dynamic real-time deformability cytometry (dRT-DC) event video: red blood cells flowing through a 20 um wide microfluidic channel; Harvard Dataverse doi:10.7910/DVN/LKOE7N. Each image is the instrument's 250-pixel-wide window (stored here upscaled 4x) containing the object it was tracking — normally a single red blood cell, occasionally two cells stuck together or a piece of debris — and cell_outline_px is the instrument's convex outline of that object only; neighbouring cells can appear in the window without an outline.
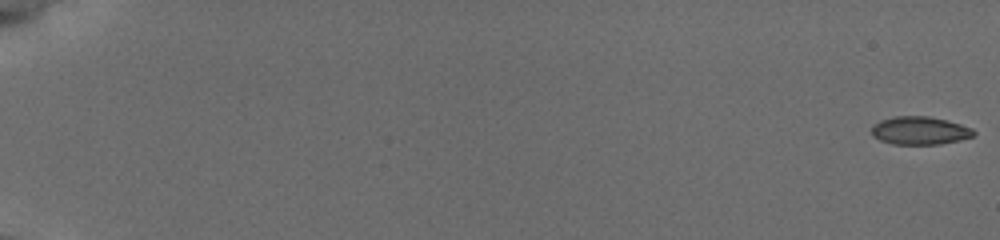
{"species": "common noctule bat (a hibernating species)", "species_latin": "Nyctalus noctula", "temperature_condition": "cold", "stored_images_in_passage": 57, "camera_frame_rate_fps": 3000, "um_per_image_px": 0.085, "animal": {"sex": "female", "body_mass_g": 19.5, "forearm_length_mm": 54.1}, "frame": {"image": 1, "passage_image": 1, "time_ms": 0.0, "image_size_px": [1000, 240], "cell_outline_px": [[976, 132], [972, 136], [940, 144], [892, 144], [880, 140], [872, 136], [872, 124], [880, 120], [892, 116], [928, 116], [960, 124], [972, 128]], "centroid_in_image_um": [78.12, 11.09], "position_along_channel_um": 6.9, "area_um2": 16.59}}
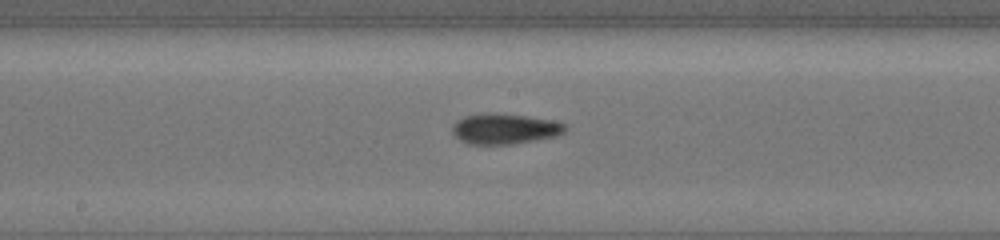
{"frame": {"image": 2, "passage_image": 33, "time_ms": 10.667, "image_size_px": [1000, 240], "cell_outline_px": [[564, 132], [552, 136], [512, 144], [468, 144], [460, 140], [452, 132], [452, 128], [456, 120], [464, 116], [484, 112], [496, 112], [528, 116], [552, 120], [564, 124]], "centroid_in_image_um": [42.81, 10.92], "position_along_channel_um": 205.4, "area_um2": 19.94}}
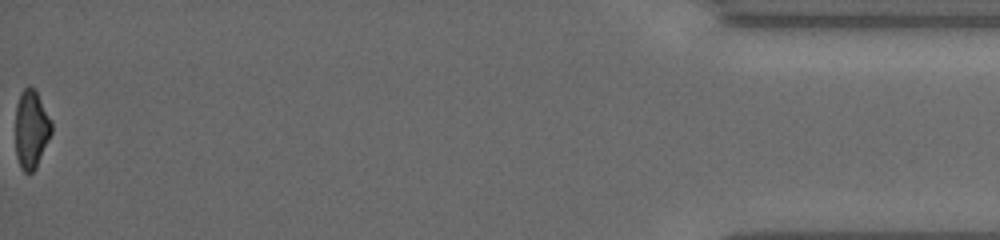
{"frame": {"image": 3, "passage_image": 57, "time_ms": 18.667, "image_size_px": [1000, 240], "cell_outline_px": [[52, 132], [36, 168], [32, 172], [24, 172], [20, 168], [16, 156], [16, 104], [20, 92], [28, 84], [36, 88], [52, 124]], "centroid_in_image_um": [2.65, 10.95], "position_along_channel_um": 432.6, "area_um2": 16.65}, "authors_computed_cell_mechanics": {"area_um2": 18.1492, "velocity_mm_per_s": 3.8577, "shape_relaxation_time_tau1_ms": 11.3554, "shape_relaxation_time_tau2_ms": null, "deformation_change_tau1": 0.2065, "deformation_change_tau2": null}}